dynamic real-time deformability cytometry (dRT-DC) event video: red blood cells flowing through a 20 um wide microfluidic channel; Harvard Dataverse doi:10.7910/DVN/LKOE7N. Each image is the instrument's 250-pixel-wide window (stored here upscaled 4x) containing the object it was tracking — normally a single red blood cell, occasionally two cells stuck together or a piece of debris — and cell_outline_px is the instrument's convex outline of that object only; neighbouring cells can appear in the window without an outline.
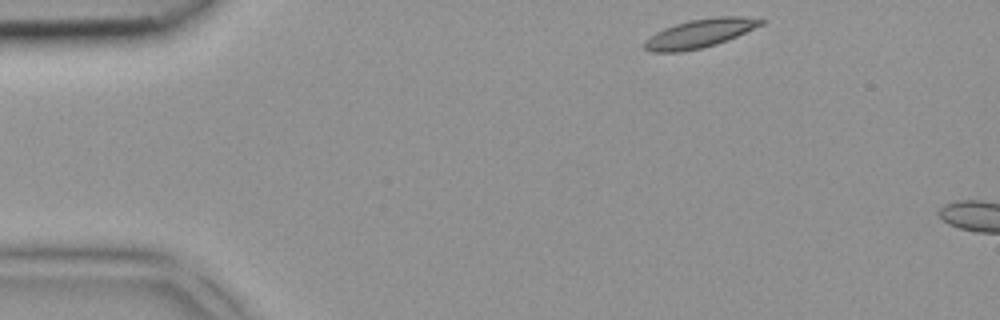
{"species": "common noctule bat (a hibernating species)", "species_latin": "Nyctalus noctula", "temperature_condition": "room temperature", "stored_images_in_passage": 4, "camera_frame_rate_fps": 3000, "um_per_image_px": 0.085, "animal": {"sex": "female", "body_mass_g": 18.4}, "frame": {"image": 1, "passage_image": 4, "time_ms": 1.0, "image_size_px": [1000, 320], "cell_outline_px": [[764, 24], [728, 40], [716, 44], [700, 48], [680, 52], [652, 52], [644, 48], [644, 40], [656, 32], [664, 28], [688, 20], [716, 16], [744, 16], [764, 20]], "centroid_in_image_um": [59.48, 2.83], "position_along_channel_um": 25.5, "area_um2": 19.42}}